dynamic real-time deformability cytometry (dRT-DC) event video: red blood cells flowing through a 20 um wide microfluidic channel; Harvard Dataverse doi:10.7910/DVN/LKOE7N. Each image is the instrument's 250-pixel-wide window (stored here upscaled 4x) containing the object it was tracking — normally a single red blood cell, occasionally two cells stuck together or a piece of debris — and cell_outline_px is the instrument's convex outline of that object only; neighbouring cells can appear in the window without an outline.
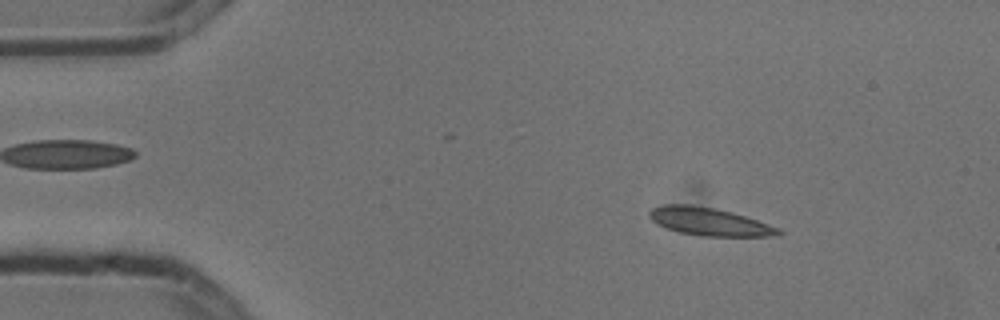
{"species": "common noctule bat (a hibernating species)", "species_latin": "Nyctalus noctula", "temperature_condition": "cold", "stored_images_in_passage": 4, "camera_frame_rate_fps": 3000, "um_per_image_px": 0.085, "animal": {"sex": "male", "body_mass_g": 13.3}, "frame": {"image": 1, "passage_image": 2, "time_ms": 0.333, "image_size_px": [1000, 320], "cell_outline_px": [[784, 232], [780, 236], [700, 236], [680, 232], [656, 224], [648, 216], [648, 212], [652, 208], [664, 204], [692, 204], [732, 212], [780, 228]], "centroid_in_image_um": [60.29, 18.84], "position_along_channel_um": 24.7, "area_um2": 20.98}}